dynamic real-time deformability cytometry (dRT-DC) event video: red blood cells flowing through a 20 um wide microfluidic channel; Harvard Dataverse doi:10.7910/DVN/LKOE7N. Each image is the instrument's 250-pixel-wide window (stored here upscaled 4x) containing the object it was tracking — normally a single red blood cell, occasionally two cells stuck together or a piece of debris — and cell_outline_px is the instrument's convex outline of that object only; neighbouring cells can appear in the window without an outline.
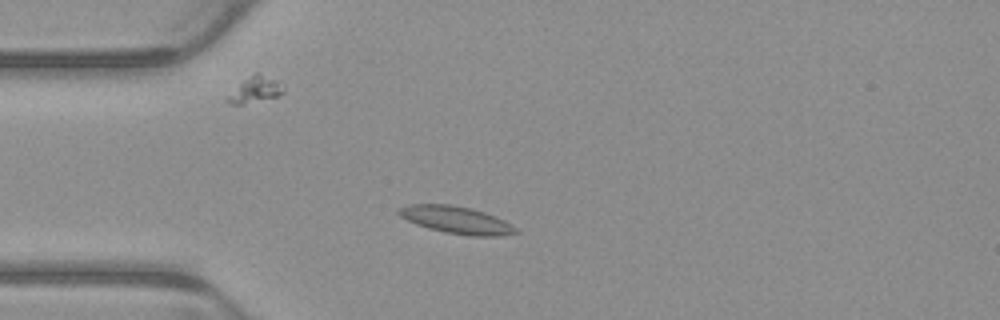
{"species": "common noctule bat (a hibernating species)", "species_latin": "Nyctalus noctula", "temperature_condition": "warm", "stored_images_in_passage": 4, "camera_frame_rate_fps": 3000, "um_per_image_px": 0.085, "animal": {"sex": "male", "body_mass_g": 23.1, "forearm_length_mm": 52.7}, "frame": {"image": 1, "passage_image": 3, "time_ms": 0.667, "image_size_px": [1000, 320], "cell_outline_px": [[520, 232], [500, 236], [468, 236], [444, 232], [428, 228], [416, 224], [400, 216], [396, 212], [396, 208], [408, 204], [448, 204], [472, 208], [496, 216], [512, 224]], "centroid_in_image_um": [38.78, 18.69], "position_along_channel_um": 46.2, "area_um2": 18.84}}